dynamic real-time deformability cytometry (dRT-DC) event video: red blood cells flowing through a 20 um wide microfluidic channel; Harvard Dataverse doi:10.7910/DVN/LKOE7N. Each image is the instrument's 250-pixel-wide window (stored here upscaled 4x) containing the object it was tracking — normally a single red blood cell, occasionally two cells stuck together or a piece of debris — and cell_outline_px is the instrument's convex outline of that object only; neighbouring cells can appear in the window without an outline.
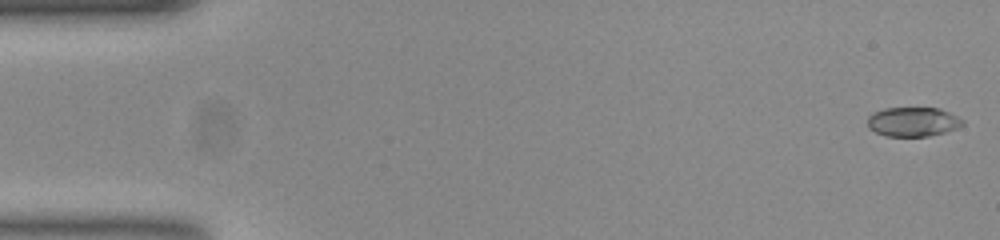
{"species": "common noctule bat (a hibernating species)", "species_latin": "Nyctalus noctula", "temperature_condition": "room temperature", "stored_images_in_passage": 8, "camera_frame_rate_fps": 3000, "um_per_image_px": 0.085, "animal": {"sex": "female", "body_mass_g": 23.0, "forearm_length_mm": 53.4}, "frame": {"image": 1, "passage_image": 1, "time_ms": 0.0, "image_size_px": [1000, 240], "cell_outline_px": [[964, 124], [956, 128], [944, 132], [928, 136], [888, 136], [876, 132], [868, 128], [868, 116], [872, 112], [884, 108], [940, 108], [964, 120]], "centroid_in_image_um": [77.58, 10.34], "position_along_channel_um": 7.4, "area_um2": 16.18}}